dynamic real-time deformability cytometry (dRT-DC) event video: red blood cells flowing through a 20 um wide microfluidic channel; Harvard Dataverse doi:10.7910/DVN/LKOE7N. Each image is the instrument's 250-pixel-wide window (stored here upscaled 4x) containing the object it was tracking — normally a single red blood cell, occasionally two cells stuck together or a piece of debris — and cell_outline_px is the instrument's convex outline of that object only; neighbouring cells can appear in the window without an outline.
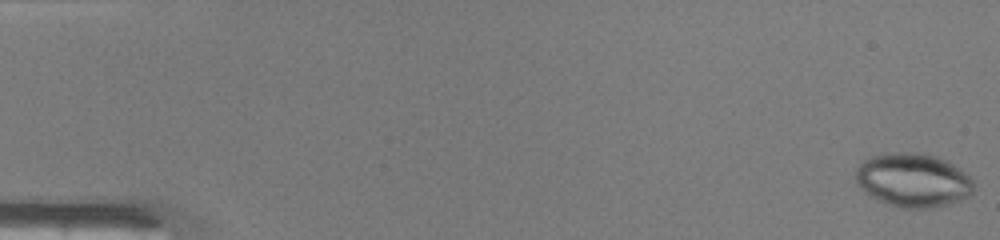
{"species": "common noctule bat (a hibernating species)", "species_latin": "Nyctalus noctula", "temperature_condition": "warm", "stored_images_in_passage": 6, "camera_frame_rate_fps": 3000, "um_per_image_px": 0.085, "animal": {"sex": "male", "body_mass_g": 19.0, "forearm_length_mm": 50.8}, "frame": {"image": 1, "passage_image": 1, "time_ms": 0.0, "image_size_px": [1000, 240], "cell_outline_px": [[972, 192], [968, 196], [960, 200], [948, 204], [932, 208], [904, 208], [888, 204], [872, 196], [860, 188], [856, 184], [856, 168], [864, 160], [872, 156], [892, 152], [912, 152], [936, 156], [948, 160], [964, 172], [972, 180]], "centroid_in_image_um": [77.6, 15.3], "position_along_channel_um": 7.4, "area_um2": 36.82}}